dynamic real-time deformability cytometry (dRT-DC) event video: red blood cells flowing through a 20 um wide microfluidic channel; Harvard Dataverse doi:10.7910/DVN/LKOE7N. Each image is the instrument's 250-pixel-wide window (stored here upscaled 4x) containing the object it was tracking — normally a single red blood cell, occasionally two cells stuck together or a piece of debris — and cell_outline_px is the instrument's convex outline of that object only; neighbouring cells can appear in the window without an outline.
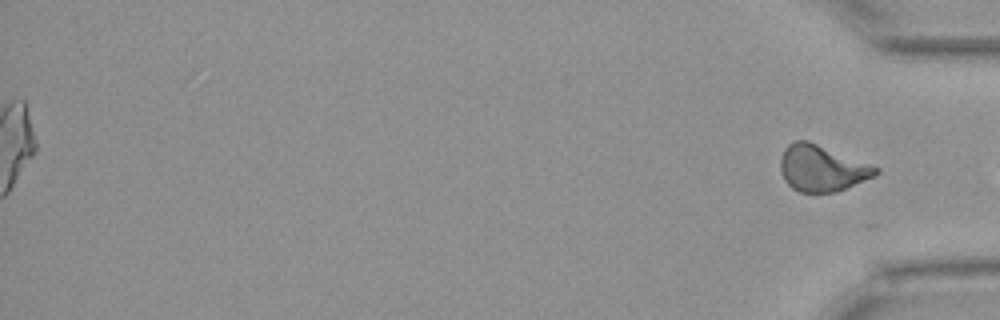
{"species": "Egyptian fruit bat (a non-hibernating species)", "species_latin": "Rousettus aegyptiacus", "temperature_condition": "warm", "stored_images_in_passage": 50, "segment_of_instrument_passage": [2, 2], "camera_frame_rate_fps": 3000, "um_per_image_px": 0.085, "animal": {"sex": "female"}, "frame": {"image": 1, "passage_image": 50, "time_ms": 16.333, "image_size_px": [1000, 320], "cell_outline_px": [[880, 172], [876, 176], [836, 192], [816, 196], [800, 192], [792, 188], [784, 180], [780, 172], [780, 156], [784, 148], [788, 144], [796, 140], [808, 140], [880, 168]], "centroid_in_image_um": [69.83, 14.34], "position_along_channel_um": 365.4, "area_um2": 26.3}}